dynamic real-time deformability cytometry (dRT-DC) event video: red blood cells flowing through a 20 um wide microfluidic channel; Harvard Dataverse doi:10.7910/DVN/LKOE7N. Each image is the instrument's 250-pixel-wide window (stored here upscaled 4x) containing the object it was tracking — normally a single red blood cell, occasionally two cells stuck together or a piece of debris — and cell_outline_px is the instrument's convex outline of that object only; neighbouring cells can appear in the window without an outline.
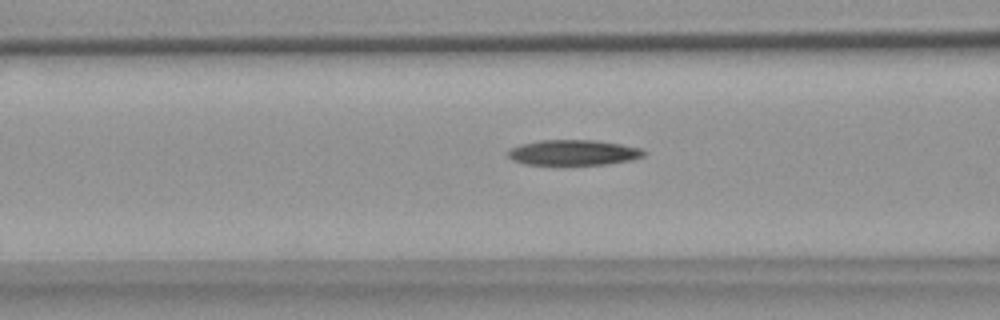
{"species": "common noctule bat (a hibernating species)", "species_latin": "Nyctalus noctula", "temperature_condition": "warm", "stored_images_in_passage": 17, "camera_frame_rate_fps": 3000, "um_per_image_px": 0.085, "animal": {"sex": "female", "body_mass_g": 18.4}, "frame": {"image": 1, "passage_image": 5, "time_ms": 1.333, "image_size_px": [1000, 320], "cell_outline_px": [[648, 152], [644, 156], [632, 160], [604, 164], [524, 164], [512, 160], [508, 156], [508, 148], [520, 144], [540, 140], [596, 140], [644, 148]], "centroid_in_image_um": [48.76, 12.95], "position_along_channel_um": 117.8, "area_um2": 20.23}}
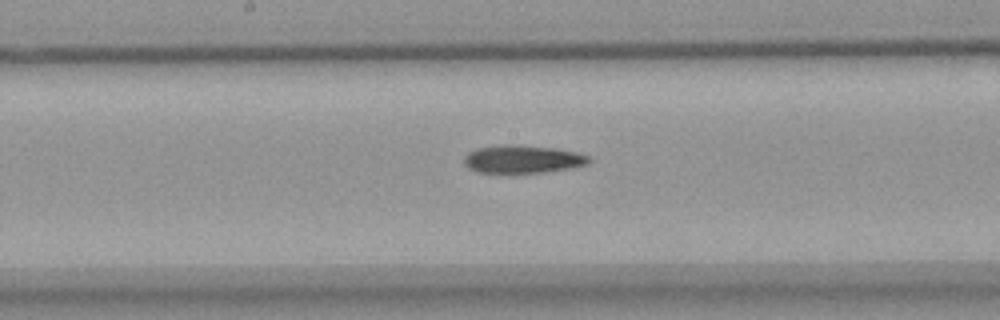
{"frame": {"image": 2, "passage_image": 12, "time_ms": 3.667, "image_size_px": [1000, 320], "cell_outline_px": [[592, 160], [588, 164], [568, 168], [544, 172], [476, 172], [468, 168], [464, 164], [464, 156], [468, 152], [476, 148], [504, 144], [512, 144], [552, 148], [576, 152], [588, 156]], "centroid_in_image_um": [44.38, 13.52], "position_along_channel_um": 203.8, "area_um2": 20.17}}
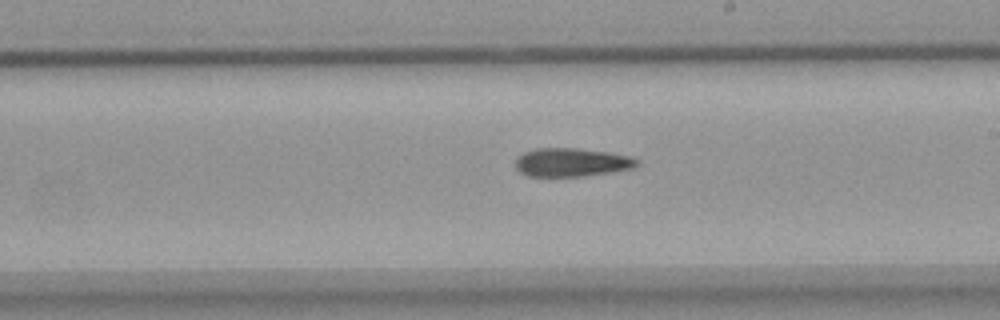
{"frame": {"image": 3, "passage_image": 15, "time_ms": 4.667, "image_size_px": [1000, 320], "cell_outline_px": [[640, 164], [632, 168], [584, 176], [528, 176], [520, 172], [516, 168], [516, 156], [524, 152], [536, 148], [576, 148], [608, 152], [632, 156], [640, 160]], "centroid_in_image_um": [48.59, 13.79], "position_along_channel_um": 240.4, "area_um2": 20.23}}